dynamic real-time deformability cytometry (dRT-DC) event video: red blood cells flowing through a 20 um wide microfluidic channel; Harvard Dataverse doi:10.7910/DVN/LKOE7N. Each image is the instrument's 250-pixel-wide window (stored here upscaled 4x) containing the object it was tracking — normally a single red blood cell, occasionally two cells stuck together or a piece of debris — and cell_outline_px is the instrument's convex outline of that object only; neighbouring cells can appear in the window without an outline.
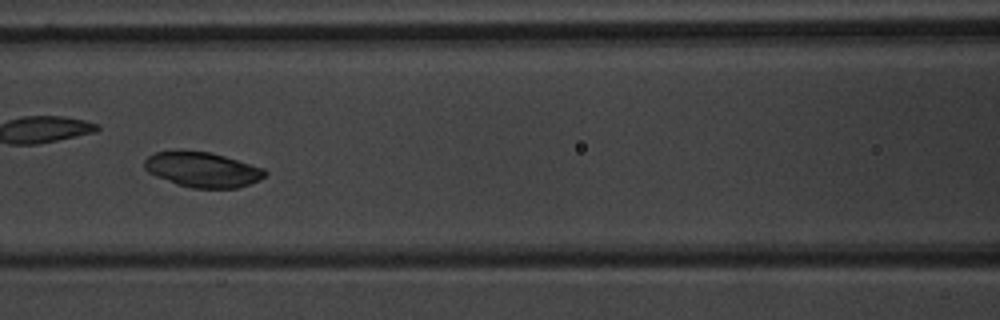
{"species": "common noctule bat (a hibernating species)", "species_latin": "Nyctalus noctula", "temperature_condition": "warm", "stored_images_in_passage": 53, "camera_frame_rate_fps": 3000, "um_per_image_px": 0.085, "animal": {"sex": "male", "body_mass_g": 20.1, "forearm_length_mm": 53.5}, "frame": {"image": 1, "passage_image": 23, "time_ms": 7.333, "image_size_px": [1000, 320], "cell_outline_px": [[268, 172], [260, 180], [236, 188], [192, 188], [176, 184], [156, 176], [148, 172], [144, 168], [144, 160], [148, 156], [156, 152], [212, 152], [264, 168]], "centroid_in_image_um": [17.23, 14.43], "position_along_channel_um": 149.4, "area_um2": 24.33}}